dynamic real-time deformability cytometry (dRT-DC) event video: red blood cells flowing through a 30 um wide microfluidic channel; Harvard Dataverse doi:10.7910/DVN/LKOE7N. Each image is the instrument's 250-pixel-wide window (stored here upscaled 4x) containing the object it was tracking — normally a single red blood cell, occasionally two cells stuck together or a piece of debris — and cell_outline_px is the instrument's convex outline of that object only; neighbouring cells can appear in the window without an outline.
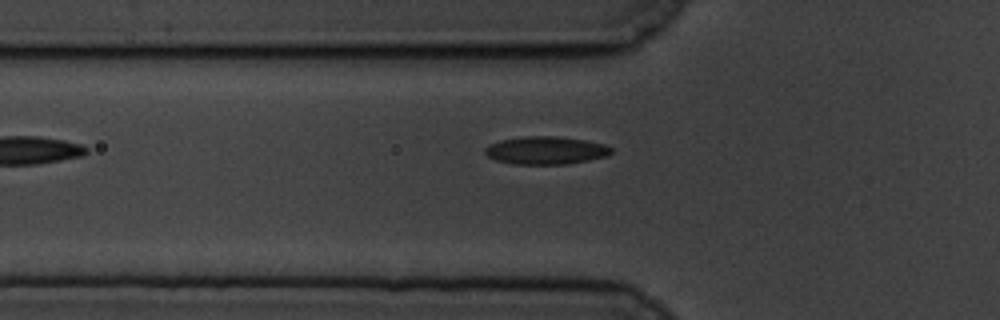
{"species": "common noctule bat (a hibernating species)", "species_latin": "Nyctalus noctula", "temperature_condition": "cold", "stored_images_in_passage": 35, "camera_frame_rate_fps": 3000, "um_per_image_px": 0.085, "animal": {"sex": "male", "body_mass_g": 19.5, "forearm_length_mm": 54.6}, "frame": {"image": 1, "passage_image": 2, "time_ms": 0.333, "image_size_px": [1000, 320], "cell_outline_px": [[612, 152], [608, 156], [568, 164], [512, 164], [496, 160], [488, 156], [484, 152], [484, 148], [488, 144], [500, 140], [524, 136], [556, 136], [584, 140], [604, 144], [612, 148]], "centroid_in_image_um": [46.37, 12.78], "position_along_channel_um": 79.4, "area_um2": 20.58}}
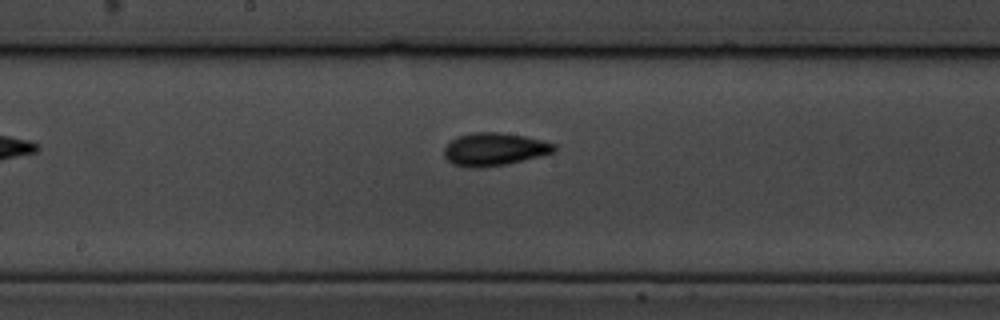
{"frame": {"image": 2, "passage_image": 13, "time_ms": 4.0, "image_size_px": [1000, 320], "cell_outline_px": [[556, 152], [508, 164], [480, 168], [472, 168], [452, 164], [444, 156], [444, 148], [452, 140], [460, 136], [472, 132], [496, 132], [524, 136], [556, 144]], "centroid_in_image_um": [42.02, 12.7], "position_along_channel_um": 206.2, "area_um2": 21.04}}
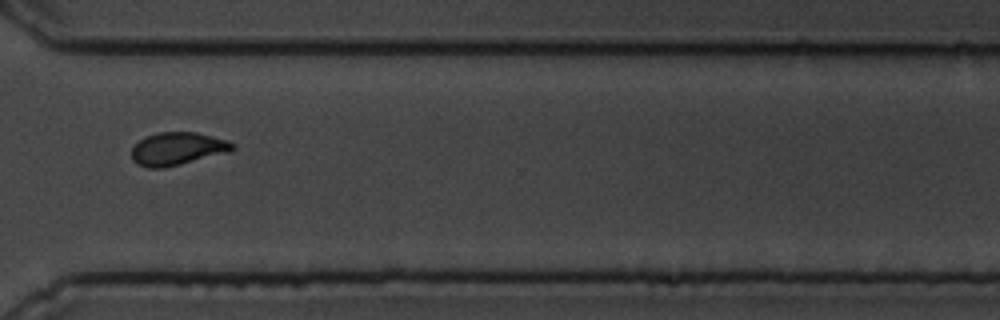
{"frame": {"image": 3, "passage_image": 26, "time_ms": 8.333, "image_size_px": [1000, 320], "cell_outline_px": [[236, 148], [228, 152], [164, 168], [148, 168], [136, 164], [132, 160], [132, 148], [140, 140], [148, 136], [160, 132], [196, 132], [228, 140], [236, 144]], "centroid_in_image_um": [15.1, 12.65], "position_along_channel_um": 355.5, "area_um2": 19.25}, "authors_computed_cell_mechanics": {"area_um2": 19.4208, "velocity_mm_per_s": 3.4459, "shape_relaxation_time_tau1_ms": 3.6496, "shape_relaxation_time_tau2_ms": 2.3026, "deformation_change_tau1": 0.1068, "deformation_change_tau2": 0.0622}}